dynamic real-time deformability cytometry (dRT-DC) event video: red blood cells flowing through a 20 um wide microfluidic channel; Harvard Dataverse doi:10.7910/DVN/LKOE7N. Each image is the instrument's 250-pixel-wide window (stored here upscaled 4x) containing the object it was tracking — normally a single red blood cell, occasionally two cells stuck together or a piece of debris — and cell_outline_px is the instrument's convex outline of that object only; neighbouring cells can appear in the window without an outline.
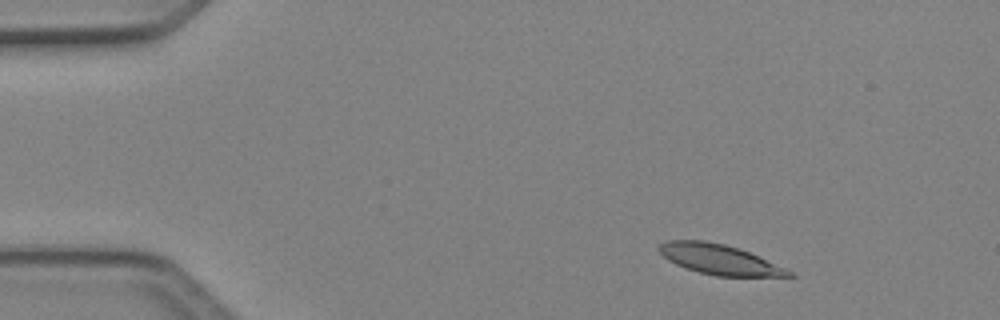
{"species": "Egyptian fruit bat (a non-hibernating species)", "species_latin": "Rousettus aegyptiacus", "temperature_condition": "cold", "stored_images_in_passage": 5, "segment_of_instrument_passage": [1, 2], "camera_frame_rate_fps": 3000, "um_per_image_px": 0.085, "animal": {"sex": "female"}, "frame": {"image": 1, "passage_image": 2, "time_ms": 0.333, "image_size_px": [1000, 320], "cell_outline_px": [[796, 276], [716, 276], [684, 268], [668, 260], [656, 248], [660, 244], [668, 240], [704, 240], [724, 244], [748, 252], [784, 268], [792, 272]], "centroid_in_image_um": [61.07, 22.04], "position_along_channel_um": 23.9, "area_um2": 22.31}}